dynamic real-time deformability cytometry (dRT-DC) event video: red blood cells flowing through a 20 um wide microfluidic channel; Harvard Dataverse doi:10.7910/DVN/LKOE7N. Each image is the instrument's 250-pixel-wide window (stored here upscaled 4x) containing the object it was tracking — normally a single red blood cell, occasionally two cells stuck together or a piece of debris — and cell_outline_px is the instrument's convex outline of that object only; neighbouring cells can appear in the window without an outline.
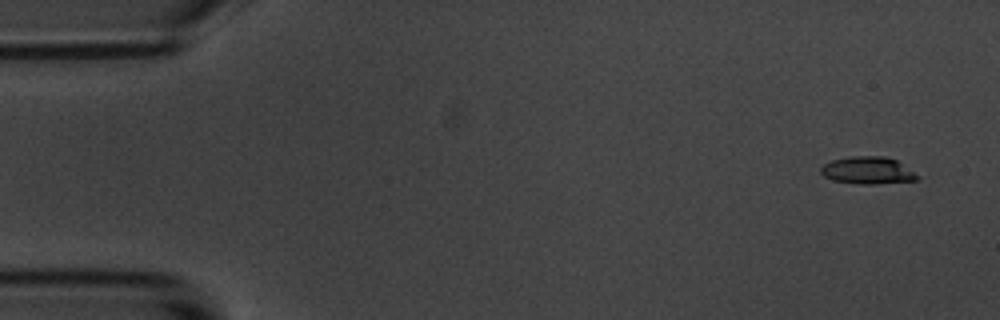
{"species": "common noctule bat (a hibernating species)", "species_latin": "Nyctalus noctula", "temperature_condition": "room temperature", "stored_images_in_passage": 6, "camera_frame_rate_fps": 3000, "um_per_image_px": 0.085, "animal": {"sex": "male", "body_mass_g": 20.1, "forearm_length_mm": 53.5}, "frame": {"image": 1, "passage_image": 1, "time_ms": 0.0, "image_size_px": [1000, 320], "cell_outline_px": [[920, 176], [916, 180], [876, 184], [856, 184], [832, 180], [824, 176], [820, 172], [820, 168], [824, 164], [832, 160], [852, 156], [884, 156], [896, 160]], "centroid_in_image_um": [73.73, 14.49], "position_along_channel_um": 11.3, "area_um2": 15.32}}
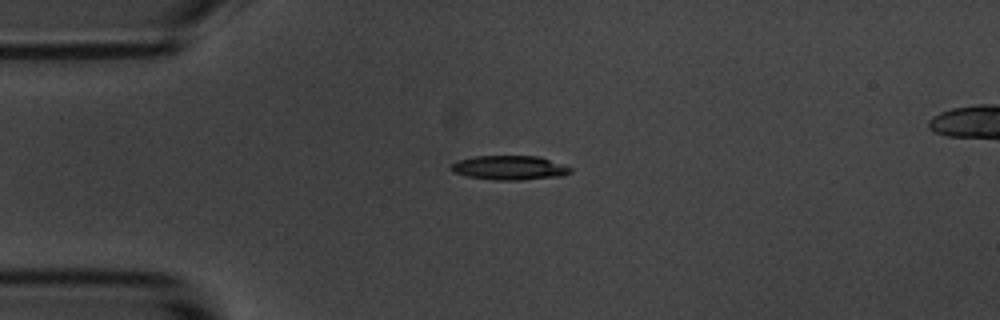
{"frame": {"image": 2, "passage_image": 4, "time_ms": 3.667, "image_size_px": [1000, 320], "cell_outline_px": [[572, 172], [564, 176], [520, 180], [496, 180], [468, 176], [452, 172], [452, 164], [460, 160], [476, 156], [540, 156], [572, 168]], "centroid_in_image_um": [43.36, 14.26], "position_along_channel_um": 41.6, "area_um2": 16.76}}